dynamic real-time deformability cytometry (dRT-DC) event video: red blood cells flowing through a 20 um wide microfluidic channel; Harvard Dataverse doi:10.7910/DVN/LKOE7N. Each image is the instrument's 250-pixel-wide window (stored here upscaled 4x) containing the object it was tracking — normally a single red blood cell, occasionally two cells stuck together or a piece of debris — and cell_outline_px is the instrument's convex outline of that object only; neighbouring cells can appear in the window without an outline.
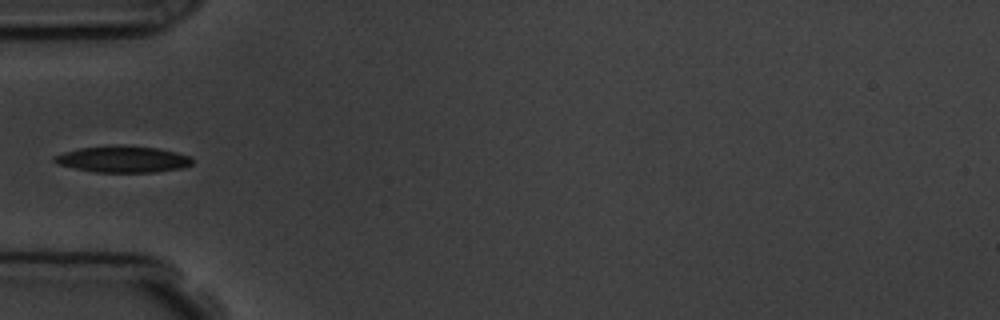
{"species": "common noctule bat (a hibernating species)", "species_latin": "Nyctalus noctula", "temperature_condition": "room temperature", "stored_images_in_passage": 5, "camera_frame_rate_fps": 3000, "um_per_image_px": 0.085, "animal": {"sex": "male", "body_mass_g": 19.5, "forearm_length_mm": 54.6}, "frame": {"image": 1, "passage_image": 5, "time_ms": 4.333, "image_size_px": [1000, 320], "cell_outline_px": [[192, 164], [184, 168], [156, 172], [96, 172], [56, 164], [52, 160], [52, 156], [64, 152], [80, 148], [108, 144], [120, 144], [156, 148], [176, 152], [188, 156], [192, 160]], "centroid_in_image_um": [10.41, 13.52], "position_along_channel_um": 74.6, "area_um2": 21.5}}